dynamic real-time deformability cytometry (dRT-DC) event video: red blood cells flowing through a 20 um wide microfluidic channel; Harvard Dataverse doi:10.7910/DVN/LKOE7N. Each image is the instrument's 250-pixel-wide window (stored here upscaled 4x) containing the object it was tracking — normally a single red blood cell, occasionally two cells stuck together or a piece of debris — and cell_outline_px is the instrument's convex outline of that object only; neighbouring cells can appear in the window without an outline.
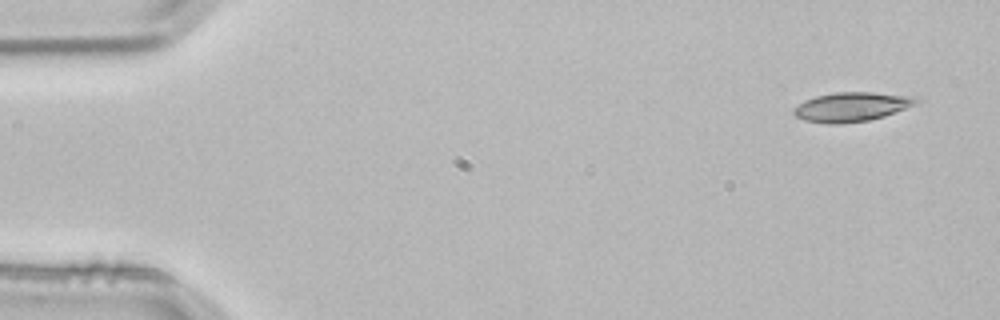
{"species": "common noctule bat (a hibernating species)", "species_latin": "Nyctalus noctula", "temperature_condition": "room temperature", "stored_images_in_passage": 3, "camera_frame_rate_fps": 3000, "um_per_image_px": 0.085, "animal": {"sex": "male", "body_mass_g": 21.5, "forearm_length_mm": 52.0}, "frame": {"image": 1, "passage_image": 1, "time_ms": 0.0, "image_size_px": [1000, 320], "cell_outline_px": [[924, 100], [920, 104], [884, 116], [868, 120], [840, 124], [828, 124], [804, 120], [796, 116], [792, 112], [792, 108], [804, 100], [816, 96], [836, 92], [872, 92], [904, 96]], "centroid_in_image_um": [72.38, 9.09], "position_along_channel_um": 12.6, "area_um2": 20.98}}
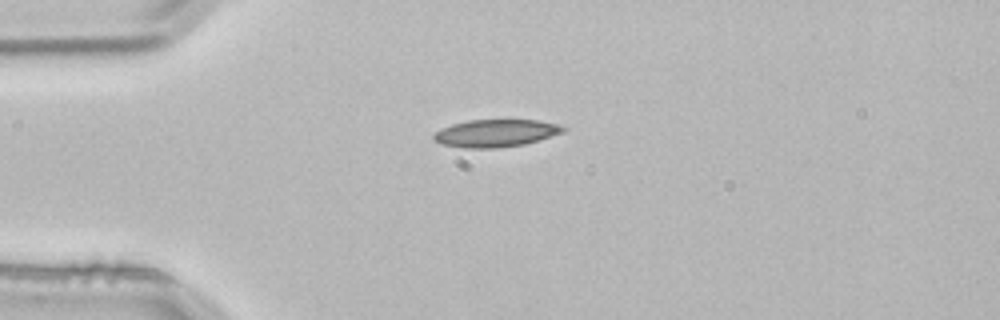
{"frame": {"image": 2, "passage_image": 3, "time_ms": 0.667, "image_size_px": [1000, 320], "cell_outline_px": [[568, 128], [564, 132], [524, 144], [496, 148], [464, 148], [440, 144], [432, 140], [432, 136], [440, 128], [452, 124], [468, 120], [536, 120], [556, 124]], "centroid_in_image_um": [42.08, 11.32], "position_along_channel_um": 42.9, "area_um2": 20.75}}